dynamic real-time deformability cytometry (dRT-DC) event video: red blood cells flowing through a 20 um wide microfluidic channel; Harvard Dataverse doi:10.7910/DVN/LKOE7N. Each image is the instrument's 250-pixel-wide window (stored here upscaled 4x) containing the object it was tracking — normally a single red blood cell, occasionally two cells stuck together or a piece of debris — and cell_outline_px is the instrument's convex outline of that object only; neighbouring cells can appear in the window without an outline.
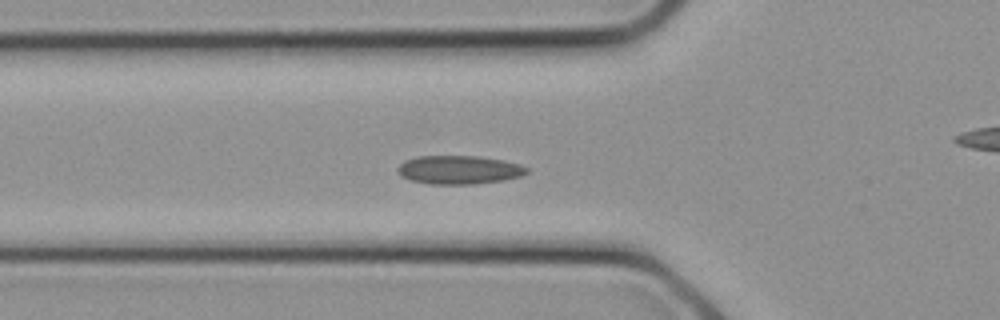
{"species": "common noctule bat (a hibernating species)", "species_latin": "Nyctalus noctula", "temperature_condition": "cold", "stored_images_in_passage": 6, "camera_frame_rate_fps": 3000, "um_per_image_px": 0.085, "animal": {"sex": "female", "body_mass_g": 21.9}, "frame": {"image": 1, "passage_image": 4, "time_ms": 1.0, "image_size_px": [1000, 320], "cell_outline_px": [[528, 172], [520, 176], [504, 180], [476, 184], [428, 184], [408, 180], [400, 176], [396, 168], [404, 160], [416, 156], [480, 156], [504, 160], [520, 164], [528, 168]], "centroid_in_image_um": [38.99, 14.43], "position_along_channel_um": 86.8, "area_um2": 21.79}}
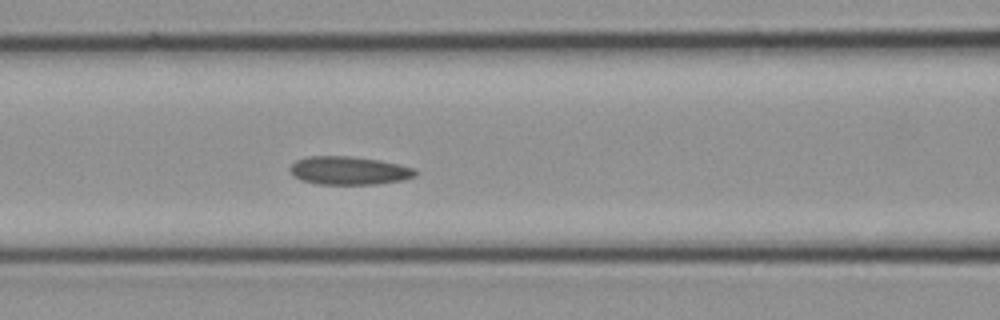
{"frame": {"image": 2, "passage_image": 6, "time_ms": 1.667, "image_size_px": [1000, 320], "cell_outline_px": [[420, 172], [416, 176], [404, 180], [376, 184], [316, 184], [300, 180], [292, 176], [288, 168], [296, 160], [304, 156], [352, 156], [380, 160], [400, 164], [416, 168]], "centroid_in_image_um": [29.68, 14.49], "position_along_channel_um": 136.9, "area_um2": 21.15}}